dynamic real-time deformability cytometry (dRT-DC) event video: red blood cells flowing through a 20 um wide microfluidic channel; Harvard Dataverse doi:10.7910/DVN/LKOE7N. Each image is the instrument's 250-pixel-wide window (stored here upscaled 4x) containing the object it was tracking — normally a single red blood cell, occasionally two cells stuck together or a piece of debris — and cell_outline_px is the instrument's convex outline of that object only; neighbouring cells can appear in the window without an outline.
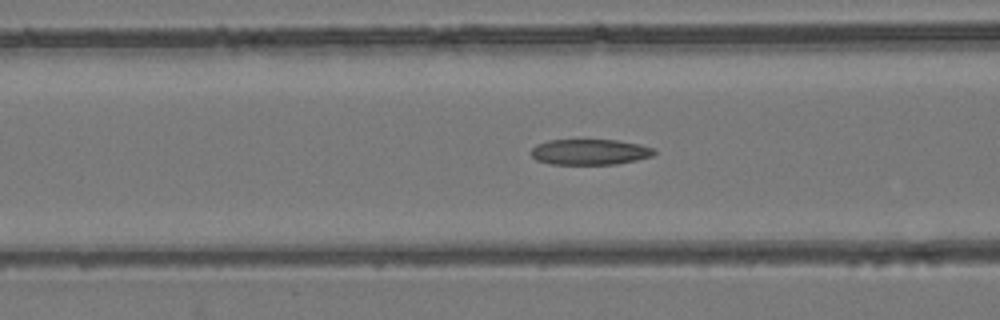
{"species": "common noctule bat (a hibernating species)", "species_latin": "Nyctalus noctula", "temperature_condition": "room temperature", "stored_images_in_passage": 27, "camera_frame_rate_fps": 3000, "um_per_image_px": 0.085, "animal": {"sex": "female", "body_mass_g": 24.6, "forearm_length_mm": 56.2}, "frame": {"image": 1, "passage_image": 4, "time_ms": 1.0, "image_size_px": [1000, 320], "cell_outline_px": [[656, 152], [652, 156], [636, 160], [616, 164], [548, 164], [536, 160], [528, 152], [536, 144], [548, 140], [616, 140], [640, 144], [656, 148]], "centroid_in_image_um": [50.12, 12.91], "position_along_channel_um": 116.5, "area_um2": 18.61}}
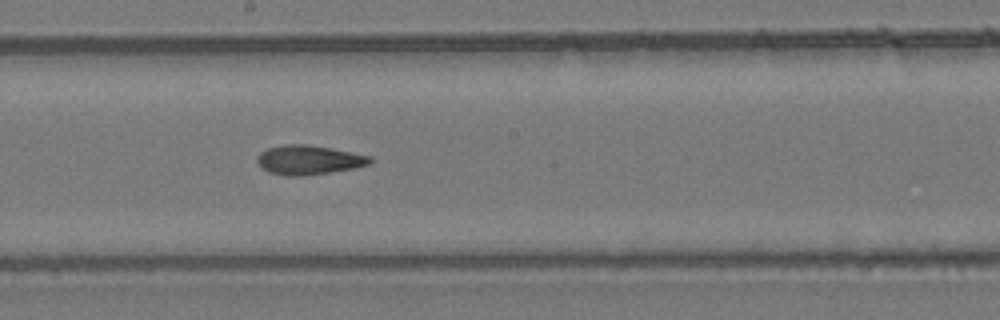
{"frame": {"image": 2, "passage_image": 12, "time_ms": 3.667, "image_size_px": [1000, 320], "cell_outline_px": [[372, 164], [356, 168], [300, 176], [284, 176], [268, 172], [256, 160], [260, 152], [268, 148], [284, 144], [308, 144], [332, 148], [372, 156]], "centroid_in_image_um": [26.28, 13.59], "position_along_channel_um": 221.9, "area_um2": 19.36}}
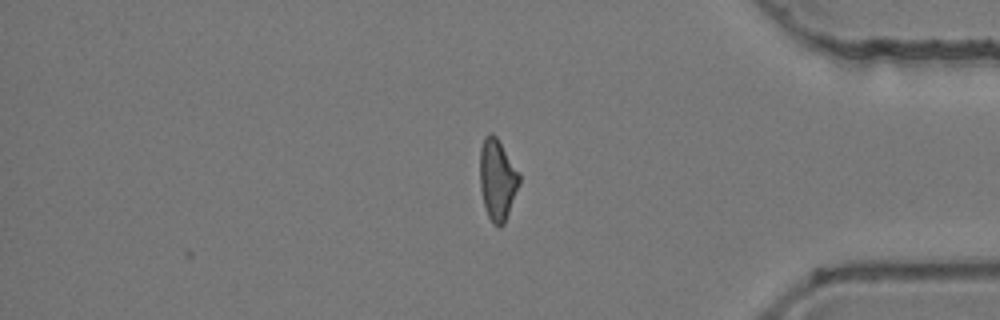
{"frame": {"image": 3, "passage_image": 27, "time_ms": 8.667, "image_size_px": [1000, 320], "cell_outline_px": [[520, 184], [504, 224], [500, 228], [492, 224], [488, 216], [484, 204], [480, 188], [480, 148], [484, 136], [488, 132], [492, 132], [496, 136], [520, 172]], "centroid_in_image_um": [42.28, 15.25], "position_along_channel_um": 392.9, "area_um2": 18.9}}